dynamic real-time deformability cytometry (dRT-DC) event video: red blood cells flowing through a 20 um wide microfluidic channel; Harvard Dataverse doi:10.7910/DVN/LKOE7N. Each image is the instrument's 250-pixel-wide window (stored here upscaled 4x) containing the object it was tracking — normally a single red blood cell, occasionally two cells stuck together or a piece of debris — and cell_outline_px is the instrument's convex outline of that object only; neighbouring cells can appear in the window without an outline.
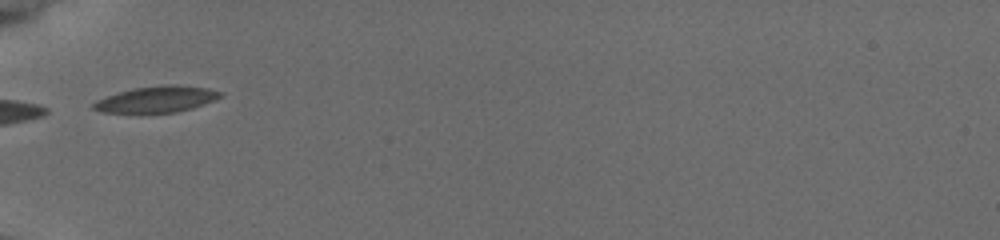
{"species": "common noctule bat (a hibernating species)", "species_latin": "Nyctalus noctula", "temperature_condition": "cold", "stored_images_in_passage": 8, "camera_frame_rate_fps": 3000, "um_per_image_px": 0.085, "animal": {"sex": "female", "body_mass_g": 19.5, "forearm_length_mm": 54.1}, "frame": {"image": 1, "passage_image": 1, "time_ms": 0.0, "image_size_px": [1000, 240], "cell_outline_px": [[224, 92], [216, 100], [192, 108], [176, 112], [140, 116], [104, 112], [92, 108], [92, 104], [96, 100], [132, 88], [168, 84], [176, 84], [208, 88]], "centroid_in_image_um": [13.29, 8.48], "position_along_channel_um": 71.7, "area_um2": 20.23}}